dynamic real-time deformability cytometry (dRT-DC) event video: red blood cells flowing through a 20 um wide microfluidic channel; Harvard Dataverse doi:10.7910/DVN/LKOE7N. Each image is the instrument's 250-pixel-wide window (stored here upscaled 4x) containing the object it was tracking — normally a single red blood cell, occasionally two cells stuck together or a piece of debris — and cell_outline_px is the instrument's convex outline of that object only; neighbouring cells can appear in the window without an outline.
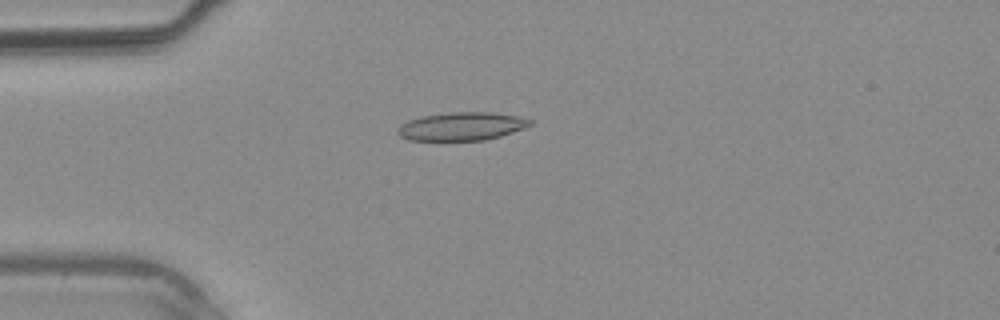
{"species": "common noctule bat (a hibernating species)", "species_latin": "Nyctalus noctula", "temperature_condition": "warm", "stored_images_in_passage": 2, "camera_frame_rate_fps": 3000, "um_per_image_px": 0.085, "animal": {"sex": "male", "body_mass_g": 20.4}, "frame": {"image": 1, "passage_image": 2, "time_ms": 1.0, "image_size_px": [1000, 320], "cell_outline_px": [[532, 124], [524, 128], [500, 136], [484, 140], [408, 140], [400, 136], [396, 132], [396, 128], [400, 124], [408, 120], [424, 116], [448, 112], [492, 112], [520, 116], [532, 120]], "centroid_in_image_um": [39.23, 10.73], "position_along_channel_um": 45.8, "area_um2": 21.85}}